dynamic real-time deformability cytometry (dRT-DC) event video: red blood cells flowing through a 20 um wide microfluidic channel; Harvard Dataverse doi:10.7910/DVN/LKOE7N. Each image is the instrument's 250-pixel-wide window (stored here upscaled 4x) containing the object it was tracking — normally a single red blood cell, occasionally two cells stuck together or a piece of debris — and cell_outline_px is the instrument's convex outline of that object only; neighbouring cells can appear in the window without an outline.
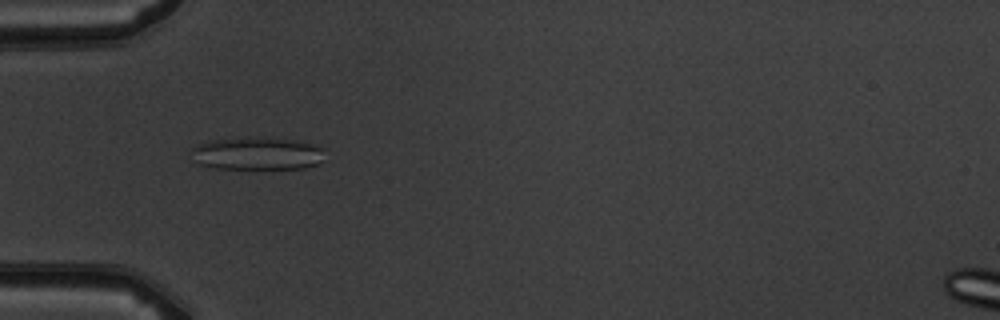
{"species": "common noctule bat (a hibernating species)", "species_latin": "Nyctalus noctula", "temperature_condition": "warm", "stored_images_in_passage": 6, "camera_frame_rate_fps": 3000, "um_per_image_px": 0.085, "animal": {"sex": "male", "body_mass_g": 19.5, "forearm_length_mm": 54.6}, "frame": {"image": 1, "passage_image": 5, "time_ms": 5.667, "image_size_px": [1000, 320], "cell_outline_px": [[324, 148], [320, 164], [304, 168], [216, 168], [196, 164], [192, 148], [208, 140], [248, 136], [288, 140], [312, 144]], "centroid_in_image_um": [21.84, 13.04], "position_along_channel_um": 63.2, "area_um2": 25.32}}
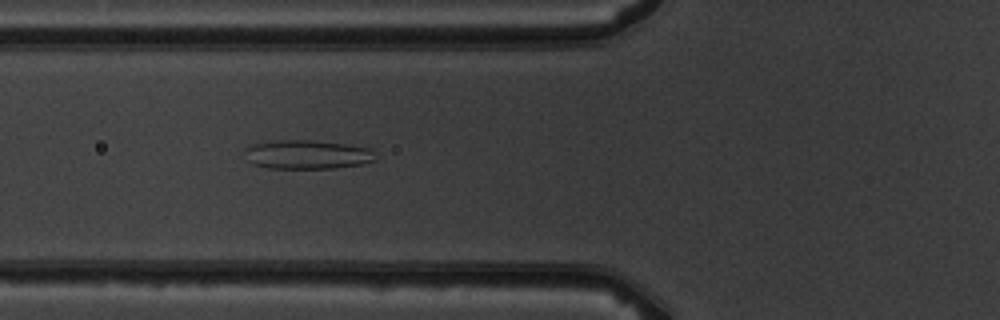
{"frame": {"image": 2, "passage_image": 6, "time_ms": 6.667, "image_size_px": [1000, 320], "cell_outline_px": [[376, 160], [364, 164], [336, 168], [268, 168], [252, 164], [248, 160], [244, 148], [256, 144], [276, 140], [312, 140], [344, 144], [372, 148]], "centroid_in_image_um": [26.15, 13.14], "position_along_channel_um": 99.7, "area_um2": 22.08}}